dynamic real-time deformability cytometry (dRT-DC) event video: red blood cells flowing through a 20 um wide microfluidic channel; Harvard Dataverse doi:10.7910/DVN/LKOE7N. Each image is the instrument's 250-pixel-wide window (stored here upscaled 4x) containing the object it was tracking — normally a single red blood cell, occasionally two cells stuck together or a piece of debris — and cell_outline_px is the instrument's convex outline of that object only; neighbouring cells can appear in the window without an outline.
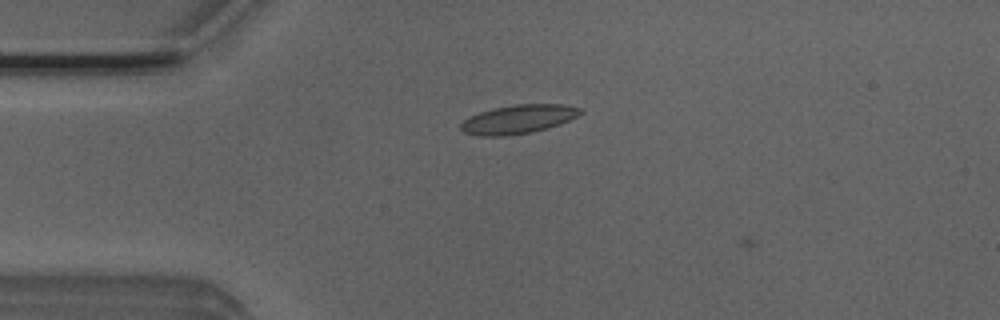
{"species": "Egyptian fruit bat (a non-hibernating species)", "species_latin": "Rousettus aegyptiacus", "temperature_condition": "room temperature", "stored_images_in_passage": 2, "camera_frame_rate_fps": 3000, "um_per_image_px": 0.085, "animal": {"sex": "male"}, "frame": {"image": 1, "passage_image": 2, "time_ms": 0.333, "image_size_px": [1000, 320], "cell_outline_px": [[584, 112], [560, 124], [532, 132], [508, 136], [480, 136], [464, 132], [460, 128], [460, 124], [468, 116], [492, 108], [516, 104], [560, 104], [580, 108]], "centroid_in_image_um": [44.02, 10.13], "position_along_channel_um": 41.0, "area_um2": 20.06}}